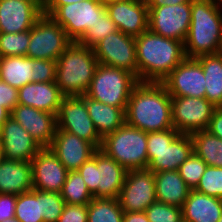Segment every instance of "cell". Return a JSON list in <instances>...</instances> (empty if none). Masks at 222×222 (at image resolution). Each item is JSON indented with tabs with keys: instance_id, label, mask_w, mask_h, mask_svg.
Wrapping results in <instances>:
<instances>
[{
	"instance_id": "cell-38",
	"label": "cell",
	"mask_w": 222,
	"mask_h": 222,
	"mask_svg": "<svg viewBox=\"0 0 222 222\" xmlns=\"http://www.w3.org/2000/svg\"><path fill=\"white\" fill-rule=\"evenodd\" d=\"M149 222H180L182 208L155 201L145 211Z\"/></svg>"
},
{
	"instance_id": "cell-51",
	"label": "cell",
	"mask_w": 222,
	"mask_h": 222,
	"mask_svg": "<svg viewBox=\"0 0 222 222\" xmlns=\"http://www.w3.org/2000/svg\"><path fill=\"white\" fill-rule=\"evenodd\" d=\"M2 222H20L19 220H17L16 218H8Z\"/></svg>"
},
{
	"instance_id": "cell-48",
	"label": "cell",
	"mask_w": 222,
	"mask_h": 222,
	"mask_svg": "<svg viewBox=\"0 0 222 222\" xmlns=\"http://www.w3.org/2000/svg\"><path fill=\"white\" fill-rule=\"evenodd\" d=\"M11 112L0 103V129L3 123L10 117Z\"/></svg>"
},
{
	"instance_id": "cell-32",
	"label": "cell",
	"mask_w": 222,
	"mask_h": 222,
	"mask_svg": "<svg viewBox=\"0 0 222 222\" xmlns=\"http://www.w3.org/2000/svg\"><path fill=\"white\" fill-rule=\"evenodd\" d=\"M88 222H123L118 198H93L87 204Z\"/></svg>"
},
{
	"instance_id": "cell-15",
	"label": "cell",
	"mask_w": 222,
	"mask_h": 222,
	"mask_svg": "<svg viewBox=\"0 0 222 222\" xmlns=\"http://www.w3.org/2000/svg\"><path fill=\"white\" fill-rule=\"evenodd\" d=\"M118 200L124 212H144L157 201L154 172L148 169L127 171Z\"/></svg>"
},
{
	"instance_id": "cell-42",
	"label": "cell",
	"mask_w": 222,
	"mask_h": 222,
	"mask_svg": "<svg viewBox=\"0 0 222 222\" xmlns=\"http://www.w3.org/2000/svg\"><path fill=\"white\" fill-rule=\"evenodd\" d=\"M0 103L10 112L18 104V89L0 80Z\"/></svg>"
},
{
	"instance_id": "cell-13",
	"label": "cell",
	"mask_w": 222,
	"mask_h": 222,
	"mask_svg": "<svg viewBox=\"0 0 222 222\" xmlns=\"http://www.w3.org/2000/svg\"><path fill=\"white\" fill-rule=\"evenodd\" d=\"M93 50L99 64L126 70L137 77L135 37L117 30L99 41Z\"/></svg>"
},
{
	"instance_id": "cell-39",
	"label": "cell",
	"mask_w": 222,
	"mask_h": 222,
	"mask_svg": "<svg viewBox=\"0 0 222 222\" xmlns=\"http://www.w3.org/2000/svg\"><path fill=\"white\" fill-rule=\"evenodd\" d=\"M65 200L60 193L42 191V216L44 222H58Z\"/></svg>"
},
{
	"instance_id": "cell-18",
	"label": "cell",
	"mask_w": 222,
	"mask_h": 222,
	"mask_svg": "<svg viewBox=\"0 0 222 222\" xmlns=\"http://www.w3.org/2000/svg\"><path fill=\"white\" fill-rule=\"evenodd\" d=\"M33 188L60 193L68 170L50 148H42L31 160Z\"/></svg>"
},
{
	"instance_id": "cell-2",
	"label": "cell",
	"mask_w": 222,
	"mask_h": 222,
	"mask_svg": "<svg viewBox=\"0 0 222 222\" xmlns=\"http://www.w3.org/2000/svg\"><path fill=\"white\" fill-rule=\"evenodd\" d=\"M135 41L139 82L161 83L186 58L183 42L149 29Z\"/></svg>"
},
{
	"instance_id": "cell-1",
	"label": "cell",
	"mask_w": 222,
	"mask_h": 222,
	"mask_svg": "<svg viewBox=\"0 0 222 222\" xmlns=\"http://www.w3.org/2000/svg\"><path fill=\"white\" fill-rule=\"evenodd\" d=\"M125 122L146 133L173 128L171 96L166 87L162 83L139 82L126 105Z\"/></svg>"
},
{
	"instance_id": "cell-14",
	"label": "cell",
	"mask_w": 222,
	"mask_h": 222,
	"mask_svg": "<svg viewBox=\"0 0 222 222\" xmlns=\"http://www.w3.org/2000/svg\"><path fill=\"white\" fill-rule=\"evenodd\" d=\"M148 29L184 43L191 23V0L178 5L148 7Z\"/></svg>"
},
{
	"instance_id": "cell-19",
	"label": "cell",
	"mask_w": 222,
	"mask_h": 222,
	"mask_svg": "<svg viewBox=\"0 0 222 222\" xmlns=\"http://www.w3.org/2000/svg\"><path fill=\"white\" fill-rule=\"evenodd\" d=\"M42 15L43 7L35 0H0V32L30 30Z\"/></svg>"
},
{
	"instance_id": "cell-7",
	"label": "cell",
	"mask_w": 222,
	"mask_h": 222,
	"mask_svg": "<svg viewBox=\"0 0 222 222\" xmlns=\"http://www.w3.org/2000/svg\"><path fill=\"white\" fill-rule=\"evenodd\" d=\"M100 149L127 171L147 169V133L127 123L107 134Z\"/></svg>"
},
{
	"instance_id": "cell-30",
	"label": "cell",
	"mask_w": 222,
	"mask_h": 222,
	"mask_svg": "<svg viewBox=\"0 0 222 222\" xmlns=\"http://www.w3.org/2000/svg\"><path fill=\"white\" fill-rule=\"evenodd\" d=\"M190 135L193 141V152L207 165L222 167V139L207 130L195 131Z\"/></svg>"
},
{
	"instance_id": "cell-26",
	"label": "cell",
	"mask_w": 222,
	"mask_h": 222,
	"mask_svg": "<svg viewBox=\"0 0 222 222\" xmlns=\"http://www.w3.org/2000/svg\"><path fill=\"white\" fill-rule=\"evenodd\" d=\"M154 178L157 201L182 208L191 189L178 170L154 173Z\"/></svg>"
},
{
	"instance_id": "cell-17",
	"label": "cell",
	"mask_w": 222,
	"mask_h": 222,
	"mask_svg": "<svg viewBox=\"0 0 222 222\" xmlns=\"http://www.w3.org/2000/svg\"><path fill=\"white\" fill-rule=\"evenodd\" d=\"M117 29L138 37L148 30L149 9L146 0H115L105 4Z\"/></svg>"
},
{
	"instance_id": "cell-40",
	"label": "cell",
	"mask_w": 222,
	"mask_h": 222,
	"mask_svg": "<svg viewBox=\"0 0 222 222\" xmlns=\"http://www.w3.org/2000/svg\"><path fill=\"white\" fill-rule=\"evenodd\" d=\"M32 82H53L56 80L57 61L32 59Z\"/></svg>"
},
{
	"instance_id": "cell-41",
	"label": "cell",
	"mask_w": 222,
	"mask_h": 222,
	"mask_svg": "<svg viewBox=\"0 0 222 222\" xmlns=\"http://www.w3.org/2000/svg\"><path fill=\"white\" fill-rule=\"evenodd\" d=\"M58 222H88L87 204H65Z\"/></svg>"
},
{
	"instance_id": "cell-35",
	"label": "cell",
	"mask_w": 222,
	"mask_h": 222,
	"mask_svg": "<svg viewBox=\"0 0 222 222\" xmlns=\"http://www.w3.org/2000/svg\"><path fill=\"white\" fill-rule=\"evenodd\" d=\"M117 30L116 25L106 11L101 17H98L96 23L87 30L78 42L93 48L99 41Z\"/></svg>"
},
{
	"instance_id": "cell-43",
	"label": "cell",
	"mask_w": 222,
	"mask_h": 222,
	"mask_svg": "<svg viewBox=\"0 0 222 222\" xmlns=\"http://www.w3.org/2000/svg\"><path fill=\"white\" fill-rule=\"evenodd\" d=\"M17 195L14 194H0V222L15 218V205Z\"/></svg>"
},
{
	"instance_id": "cell-44",
	"label": "cell",
	"mask_w": 222,
	"mask_h": 222,
	"mask_svg": "<svg viewBox=\"0 0 222 222\" xmlns=\"http://www.w3.org/2000/svg\"><path fill=\"white\" fill-rule=\"evenodd\" d=\"M207 131L210 134L222 139V107L214 110Z\"/></svg>"
},
{
	"instance_id": "cell-53",
	"label": "cell",
	"mask_w": 222,
	"mask_h": 222,
	"mask_svg": "<svg viewBox=\"0 0 222 222\" xmlns=\"http://www.w3.org/2000/svg\"><path fill=\"white\" fill-rule=\"evenodd\" d=\"M222 9V0H213Z\"/></svg>"
},
{
	"instance_id": "cell-54",
	"label": "cell",
	"mask_w": 222,
	"mask_h": 222,
	"mask_svg": "<svg viewBox=\"0 0 222 222\" xmlns=\"http://www.w3.org/2000/svg\"><path fill=\"white\" fill-rule=\"evenodd\" d=\"M103 4H106L108 2H111V1H115V0H100Z\"/></svg>"
},
{
	"instance_id": "cell-55",
	"label": "cell",
	"mask_w": 222,
	"mask_h": 222,
	"mask_svg": "<svg viewBox=\"0 0 222 222\" xmlns=\"http://www.w3.org/2000/svg\"><path fill=\"white\" fill-rule=\"evenodd\" d=\"M218 222H222V213H221V216H220Z\"/></svg>"
},
{
	"instance_id": "cell-20",
	"label": "cell",
	"mask_w": 222,
	"mask_h": 222,
	"mask_svg": "<svg viewBox=\"0 0 222 222\" xmlns=\"http://www.w3.org/2000/svg\"><path fill=\"white\" fill-rule=\"evenodd\" d=\"M42 148H49L57 130L56 115L17 104L10 115Z\"/></svg>"
},
{
	"instance_id": "cell-37",
	"label": "cell",
	"mask_w": 222,
	"mask_h": 222,
	"mask_svg": "<svg viewBox=\"0 0 222 222\" xmlns=\"http://www.w3.org/2000/svg\"><path fill=\"white\" fill-rule=\"evenodd\" d=\"M207 166L208 165L193 152L191 156L178 168V172L186 185L191 190H194Z\"/></svg>"
},
{
	"instance_id": "cell-16",
	"label": "cell",
	"mask_w": 222,
	"mask_h": 222,
	"mask_svg": "<svg viewBox=\"0 0 222 222\" xmlns=\"http://www.w3.org/2000/svg\"><path fill=\"white\" fill-rule=\"evenodd\" d=\"M161 83L170 96L205 98V76L196 58L186 57Z\"/></svg>"
},
{
	"instance_id": "cell-46",
	"label": "cell",
	"mask_w": 222,
	"mask_h": 222,
	"mask_svg": "<svg viewBox=\"0 0 222 222\" xmlns=\"http://www.w3.org/2000/svg\"><path fill=\"white\" fill-rule=\"evenodd\" d=\"M123 222H149L145 212H124Z\"/></svg>"
},
{
	"instance_id": "cell-36",
	"label": "cell",
	"mask_w": 222,
	"mask_h": 222,
	"mask_svg": "<svg viewBox=\"0 0 222 222\" xmlns=\"http://www.w3.org/2000/svg\"><path fill=\"white\" fill-rule=\"evenodd\" d=\"M194 190L222 199V167L208 165Z\"/></svg>"
},
{
	"instance_id": "cell-12",
	"label": "cell",
	"mask_w": 222,
	"mask_h": 222,
	"mask_svg": "<svg viewBox=\"0 0 222 222\" xmlns=\"http://www.w3.org/2000/svg\"><path fill=\"white\" fill-rule=\"evenodd\" d=\"M215 109L206 98L171 96L173 128L181 134L207 130Z\"/></svg>"
},
{
	"instance_id": "cell-33",
	"label": "cell",
	"mask_w": 222,
	"mask_h": 222,
	"mask_svg": "<svg viewBox=\"0 0 222 222\" xmlns=\"http://www.w3.org/2000/svg\"><path fill=\"white\" fill-rule=\"evenodd\" d=\"M60 194L66 204L85 205L93 199L77 170L68 172Z\"/></svg>"
},
{
	"instance_id": "cell-28",
	"label": "cell",
	"mask_w": 222,
	"mask_h": 222,
	"mask_svg": "<svg viewBox=\"0 0 222 222\" xmlns=\"http://www.w3.org/2000/svg\"><path fill=\"white\" fill-rule=\"evenodd\" d=\"M196 59L205 76V98L216 108L222 107V58L216 53Z\"/></svg>"
},
{
	"instance_id": "cell-31",
	"label": "cell",
	"mask_w": 222,
	"mask_h": 222,
	"mask_svg": "<svg viewBox=\"0 0 222 222\" xmlns=\"http://www.w3.org/2000/svg\"><path fill=\"white\" fill-rule=\"evenodd\" d=\"M15 218L20 222H44L41 190L33 188L17 195Z\"/></svg>"
},
{
	"instance_id": "cell-24",
	"label": "cell",
	"mask_w": 222,
	"mask_h": 222,
	"mask_svg": "<svg viewBox=\"0 0 222 222\" xmlns=\"http://www.w3.org/2000/svg\"><path fill=\"white\" fill-rule=\"evenodd\" d=\"M32 189L31 161L3 158L0 162V194L19 195Z\"/></svg>"
},
{
	"instance_id": "cell-10",
	"label": "cell",
	"mask_w": 222,
	"mask_h": 222,
	"mask_svg": "<svg viewBox=\"0 0 222 222\" xmlns=\"http://www.w3.org/2000/svg\"><path fill=\"white\" fill-rule=\"evenodd\" d=\"M105 12L106 6L100 0H84L60 6L51 17L77 42Z\"/></svg>"
},
{
	"instance_id": "cell-27",
	"label": "cell",
	"mask_w": 222,
	"mask_h": 222,
	"mask_svg": "<svg viewBox=\"0 0 222 222\" xmlns=\"http://www.w3.org/2000/svg\"><path fill=\"white\" fill-rule=\"evenodd\" d=\"M82 97L86 102L87 110L93 121L94 127L102 139L107 134L114 132L126 123V108L106 105L102 102L93 100L86 95H83Z\"/></svg>"
},
{
	"instance_id": "cell-29",
	"label": "cell",
	"mask_w": 222,
	"mask_h": 222,
	"mask_svg": "<svg viewBox=\"0 0 222 222\" xmlns=\"http://www.w3.org/2000/svg\"><path fill=\"white\" fill-rule=\"evenodd\" d=\"M32 58L0 57V80L17 89L32 82Z\"/></svg>"
},
{
	"instance_id": "cell-6",
	"label": "cell",
	"mask_w": 222,
	"mask_h": 222,
	"mask_svg": "<svg viewBox=\"0 0 222 222\" xmlns=\"http://www.w3.org/2000/svg\"><path fill=\"white\" fill-rule=\"evenodd\" d=\"M77 171L93 198H118L127 174L124 167L101 149H97Z\"/></svg>"
},
{
	"instance_id": "cell-22",
	"label": "cell",
	"mask_w": 222,
	"mask_h": 222,
	"mask_svg": "<svg viewBox=\"0 0 222 222\" xmlns=\"http://www.w3.org/2000/svg\"><path fill=\"white\" fill-rule=\"evenodd\" d=\"M49 148L68 171L77 170L97 150L87 140L58 128Z\"/></svg>"
},
{
	"instance_id": "cell-23",
	"label": "cell",
	"mask_w": 222,
	"mask_h": 222,
	"mask_svg": "<svg viewBox=\"0 0 222 222\" xmlns=\"http://www.w3.org/2000/svg\"><path fill=\"white\" fill-rule=\"evenodd\" d=\"M64 95L56 82H30L18 89V104L57 114Z\"/></svg>"
},
{
	"instance_id": "cell-50",
	"label": "cell",
	"mask_w": 222,
	"mask_h": 222,
	"mask_svg": "<svg viewBox=\"0 0 222 222\" xmlns=\"http://www.w3.org/2000/svg\"><path fill=\"white\" fill-rule=\"evenodd\" d=\"M217 54L222 58V40H221V42L219 44Z\"/></svg>"
},
{
	"instance_id": "cell-47",
	"label": "cell",
	"mask_w": 222,
	"mask_h": 222,
	"mask_svg": "<svg viewBox=\"0 0 222 222\" xmlns=\"http://www.w3.org/2000/svg\"><path fill=\"white\" fill-rule=\"evenodd\" d=\"M189 0H146L147 7H159L163 5H178L187 3Z\"/></svg>"
},
{
	"instance_id": "cell-45",
	"label": "cell",
	"mask_w": 222,
	"mask_h": 222,
	"mask_svg": "<svg viewBox=\"0 0 222 222\" xmlns=\"http://www.w3.org/2000/svg\"><path fill=\"white\" fill-rule=\"evenodd\" d=\"M81 1L84 0H49V2L43 7V14L51 16L62 5Z\"/></svg>"
},
{
	"instance_id": "cell-4",
	"label": "cell",
	"mask_w": 222,
	"mask_h": 222,
	"mask_svg": "<svg viewBox=\"0 0 222 222\" xmlns=\"http://www.w3.org/2000/svg\"><path fill=\"white\" fill-rule=\"evenodd\" d=\"M98 64L93 48L72 42L57 59L56 85L64 96H83Z\"/></svg>"
},
{
	"instance_id": "cell-25",
	"label": "cell",
	"mask_w": 222,
	"mask_h": 222,
	"mask_svg": "<svg viewBox=\"0 0 222 222\" xmlns=\"http://www.w3.org/2000/svg\"><path fill=\"white\" fill-rule=\"evenodd\" d=\"M222 213V199L190 190L182 206L187 222H218Z\"/></svg>"
},
{
	"instance_id": "cell-3",
	"label": "cell",
	"mask_w": 222,
	"mask_h": 222,
	"mask_svg": "<svg viewBox=\"0 0 222 222\" xmlns=\"http://www.w3.org/2000/svg\"><path fill=\"white\" fill-rule=\"evenodd\" d=\"M222 40V9L213 0H191V23L184 41L188 58L216 54Z\"/></svg>"
},
{
	"instance_id": "cell-8",
	"label": "cell",
	"mask_w": 222,
	"mask_h": 222,
	"mask_svg": "<svg viewBox=\"0 0 222 222\" xmlns=\"http://www.w3.org/2000/svg\"><path fill=\"white\" fill-rule=\"evenodd\" d=\"M138 78L126 70L98 64L86 96L120 108H126Z\"/></svg>"
},
{
	"instance_id": "cell-5",
	"label": "cell",
	"mask_w": 222,
	"mask_h": 222,
	"mask_svg": "<svg viewBox=\"0 0 222 222\" xmlns=\"http://www.w3.org/2000/svg\"><path fill=\"white\" fill-rule=\"evenodd\" d=\"M147 153L148 170H178L193 153V141L190 134H181L174 128L149 132Z\"/></svg>"
},
{
	"instance_id": "cell-49",
	"label": "cell",
	"mask_w": 222,
	"mask_h": 222,
	"mask_svg": "<svg viewBox=\"0 0 222 222\" xmlns=\"http://www.w3.org/2000/svg\"><path fill=\"white\" fill-rule=\"evenodd\" d=\"M35 1H37L42 7H44L49 2V0H35Z\"/></svg>"
},
{
	"instance_id": "cell-21",
	"label": "cell",
	"mask_w": 222,
	"mask_h": 222,
	"mask_svg": "<svg viewBox=\"0 0 222 222\" xmlns=\"http://www.w3.org/2000/svg\"><path fill=\"white\" fill-rule=\"evenodd\" d=\"M3 157L29 162L42 149L36 140L11 116L0 129Z\"/></svg>"
},
{
	"instance_id": "cell-34",
	"label": "cell",
	"mask_w": 222,
	"mask_h": 222,
	"mask_svg": "<svg viewBox=\"0 0 222 222\" xmlns=\"http://www.w3.org/2000/svg\"><path fill=\"white\" fill-rule=\"evenodd\" d=\"M30 30L18 33L0 32V57L26 56Z\"/></svg>"
},
{
	"instance_id": "cell-9",
	"label": "cell",
	"mask_w": 222,
	"mask_h": 222,
	"mask_svg": "<svg viewBox=\"0 0 222 222\" xmlns=\"http://www.w3.org/2000/svg\"><path fill=\"white\" fill-rule=\"evenodd\" d=\"M73 41L51 16L43 14L30 29L26 56L32 59L57 61Z\"/></svg>"
},
{
	"instance_id": "cell-11",
	"label": "cell",
	"mask_w": 222,
	"mask_h": 222,
	"mask_svg": "<svg viewBox=\"0 0 222 222\" xmlns=\"http://www.w3.org/2000/svg\"><path fill=\"white\" fill-rule=\"evenodd\" d=\"M57 128L67 131L101 148L102 138L97 133L82 96H64L56 114Z\"/></svg>"
},
{
	"instance_id": "cell-52",
	"label": "cell",
	"mask_w": 222,
	"mask_h": 222,
	"mask_svg": "<svg viewBox=\"0 0 222 222\" xmlns=\"http://www.w3.org/2000/svg\"><path fill=\"white\" fill-rule=\"evenodd\" d=\"M3 151H2V142H1V139H0V162L2 161L3 159Z\"/></svg>"
}]
</instances>
